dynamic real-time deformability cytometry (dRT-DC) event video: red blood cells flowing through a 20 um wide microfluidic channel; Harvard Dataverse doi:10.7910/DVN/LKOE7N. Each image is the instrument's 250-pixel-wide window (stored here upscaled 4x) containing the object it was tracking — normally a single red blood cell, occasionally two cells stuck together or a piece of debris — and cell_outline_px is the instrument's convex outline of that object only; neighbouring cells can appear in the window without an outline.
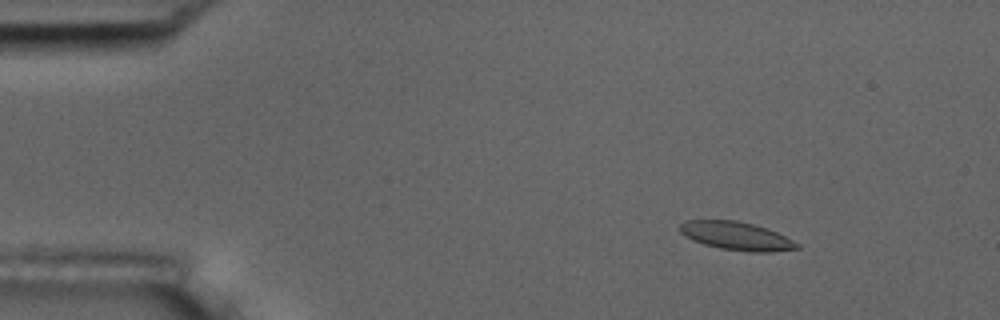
{"species": "common noctule bat (a hibernating species)", "species_latin": "Nyctalus noctula", "temperature_condition": "room temperature", "stored_images_in_passage": 6, "camera_frame_rate_fps": 3000, "um_per_image_px": 0.085, "animal": {"sex": "male", "body_mass_g": 17.5, "forearm_length_mm": 52.3}, "frame": {"image": 1, "passage_image": 2, "time_ms": 1.333, "image_size_px": [1000, 320], "cell_outline_px": [[800, 248], [772, 252], [752, 252], [720, 248], [704, 244], [692, 240], [684, 236], [676, 228], [684, 220], [736, 220], [768, 228], [800, 244]], "centroid_in_image_um": [62.55, 20.05], "position_along_channel_um": 22.4, "area_um2": 19.42}}
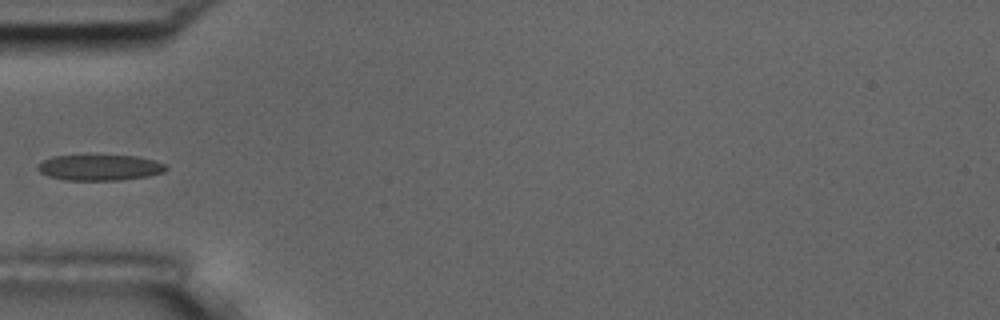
{"frame": {"image": 2, "passage_image": 5, "time_ms": 5.0, "image_size_px": [1000, 320], "cell_outline_px": [[168, 168], [164, 172], [148, 176], [120, 180], [64, 180], [48, 176], [40, 172], [36, 168], [36, 164], [52, 156], [136, 156], [156, 160], [164, 164]], "centroid_in_image_um": [8.47, 14.25], "position_along_channel_um": 76.5, "area_um2": 19.25}}